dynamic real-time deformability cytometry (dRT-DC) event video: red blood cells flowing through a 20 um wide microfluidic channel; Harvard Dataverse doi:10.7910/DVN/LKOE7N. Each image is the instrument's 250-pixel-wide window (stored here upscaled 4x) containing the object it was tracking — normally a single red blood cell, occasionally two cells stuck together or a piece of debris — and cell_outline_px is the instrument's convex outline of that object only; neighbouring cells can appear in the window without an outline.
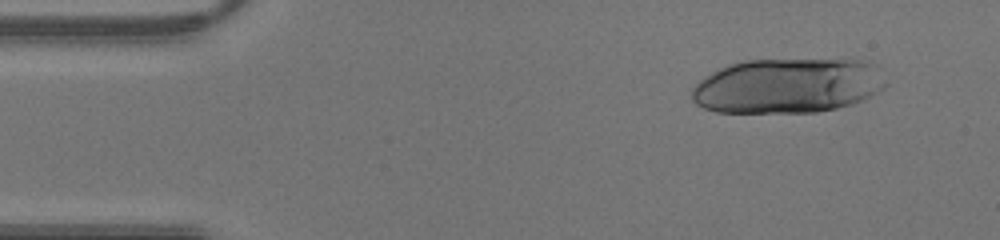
{"species": "human", "species_latin": "Homo sapiens", "temperature_condition": "warm", "stored_images_in_passage": 42, "camera_frame_rate_fps": 3000, "um_per_image_px": 0.085, "donor": {"sex": "male"}, "frame": {"image": 1, "passage_image": 4, "time_ms": 1.0, "image_size_px": [1000, 240], "cell_outline_px": [[888, 84], [884, 88], [852, 104], [836, 108], [816, 112], [716, 112], [704, 108], [696, 104], [692, 100], [692, 88], [704, 76], [728, 64], [744, 60], [860, 60], [876, 64]], "centroid_in_image_um": [66.94, 7.28], "position_along_channel_um": 18.1, "area_um2": 62.08}}
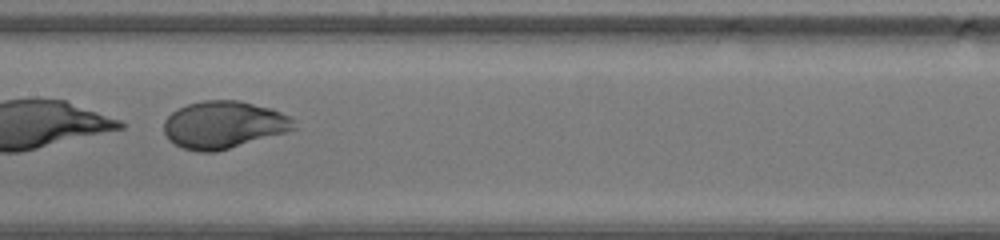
{"frame": {"image": 2, "passage_image": 21, "time_ms": 6.667, "image_size_px": [1000, 240], "cell_outline_px": [[296, 128], [288, 132], [216, 152], [196, 152], [184, 148], [168, 140], [164, 132], [164, 120], [172, 112], [188, 104], [204, 100], [240, 100], [272, 108], [292, 116]], "centroid_in_image_um": [19.04, 10.6], "position_along_channel_um": 188.4, "area_um2": 36.18}}
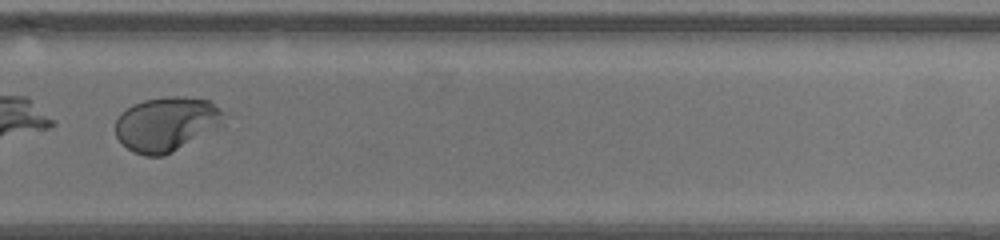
{"frame": {"image": 3, "passage_image": 29, "time_ms": 9.333, "image_size_px": [1000, 240], "cell_outline_px": [[236, 116], [224, 124], [164, 156], [144, 156], [128, 148], [116, 136], [116, 120], [128, 108], [144, 100], [164, 96], [184, 96], [212, 100]], "centroid_in_image_um": [14.32, 10.5], "position_along_channel_um": 315.5, "area_um2": 35.03}}